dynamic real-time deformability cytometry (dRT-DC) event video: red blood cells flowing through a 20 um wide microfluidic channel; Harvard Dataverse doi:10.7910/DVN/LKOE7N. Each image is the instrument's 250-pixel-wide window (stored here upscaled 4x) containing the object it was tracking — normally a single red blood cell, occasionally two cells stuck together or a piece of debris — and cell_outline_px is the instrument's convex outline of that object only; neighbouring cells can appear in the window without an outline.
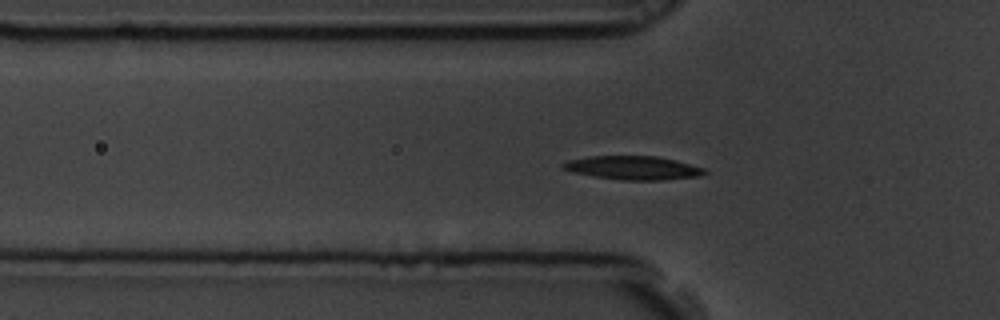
{"species": "common noctule bat (a hibernating species)", "species_latin": "Nyctalus noctula", "temperature_condition": "room temperature", "stored_images_in_passage": 60, "camera_frame_rate_fps": 3000, "um_per_image_px": 0.085, "animal": {"sex": "male", "body_mass_g": 19.5, "forearm_length_mm": 54.6}, "frame": {"image": 1, "passage_image": 19, "time_ms": 6.0, "image_size_px": [1000, 320], "cell_outline_px": [[708, 172], [700, 176], [660, 180], [620, 180], [572, 172], [560, 168], [560, 164], [568, 160], [588, 156], [656, 156], [676, 160], [704, 168]], "centroid_in_image_um": [53.79, 14.26], "position_along_channel_um": 72.0, "area_um2": 19.54}}
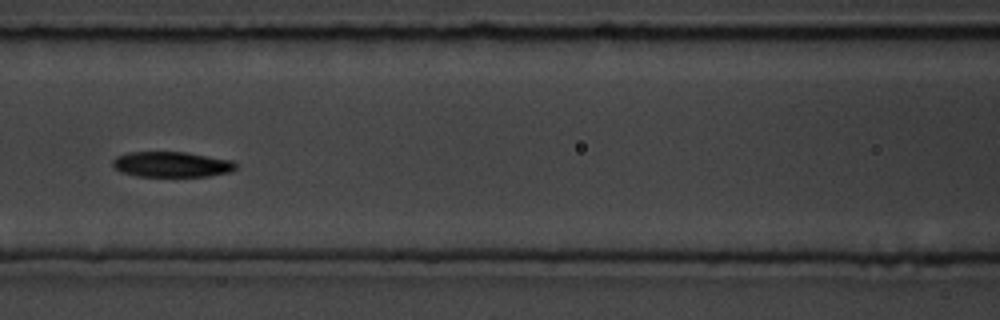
{"frame": {"image": 2, "passage_image": 26, "time_ms": 8.333, "image_size_px": [1000, 320], "cell_outline_px": [[236, 168], [228, 172], [208, 176], [136, 176], [120, 172], [112, 164], [112, 160], [116, 156], [128, 152], [184, 152], [232, 160], [236, 164]], "centroid_in_image_um": [14.55, 13.97], "position_along_channel_um": 152.1, "area_um2": 18.15}}
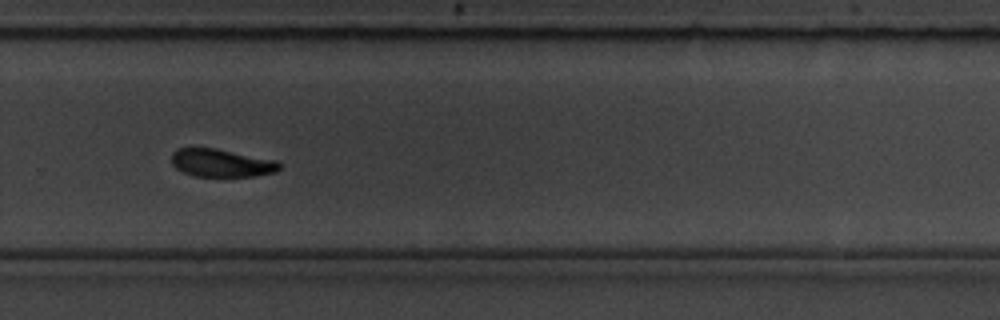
{"frame": {"image": 3, "passage_image": 40, "time_ms": 13.0, "image_size_px": [1000, 320], "cell_outline_px": [[280, 168], [276, 172], [256, 176], [196, 176], [184, 172], [176, 168], [172, 164], [172, 152], [176, 148], [216, 148], [276, 160], [280, 164]], "centroid_in_image_um": [18.82, 13.84], "position_along_channel_um": 311.0, "area_um2": 17.51}}